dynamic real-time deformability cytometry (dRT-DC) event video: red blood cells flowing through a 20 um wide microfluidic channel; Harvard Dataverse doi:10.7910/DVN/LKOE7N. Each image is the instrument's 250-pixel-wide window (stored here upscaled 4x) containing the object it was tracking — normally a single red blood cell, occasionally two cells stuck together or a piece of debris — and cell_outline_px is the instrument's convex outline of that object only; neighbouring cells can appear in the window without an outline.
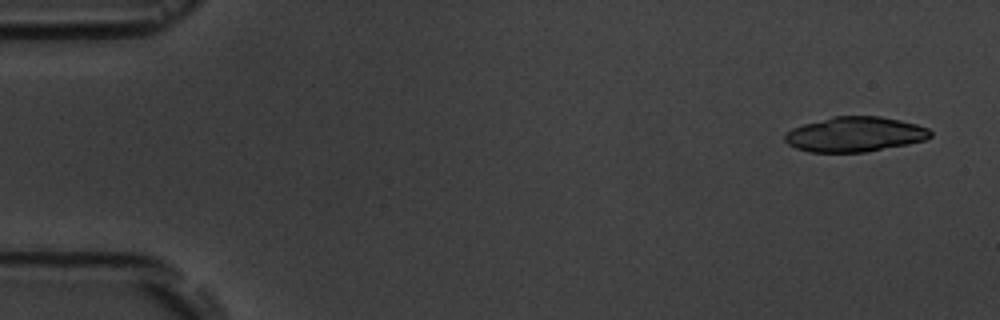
{"species": "common noctule bat (a hibernating species)", "species_latin": "Nyctalus noctula", "temperature_condition": "room temperature", "stored_images_in_passage": 7, "camera_frame_rate_fps": 3000, "um_per_image_px": 0.085, "animal": {"sex": "male", "body_mass_g": 19.5, "forearm_length_mm": 54.6}, "frame": {"image": 1, "passage_image": 1, "time_ms": 0.0, "image_size_px": [1000, 320], "cell_outline_px": [[932, 136], [924, 140], [908, 144], [864, 152], [808, 152], [796, 148], [788, 144], [784, 140], [784, 132], [792, 128], [804, 124], [832, 116], [880, 116], [900, 120], [916, 124], [928, 128], [932, 132]], "centroid_in_image_um": [72.64, 11.41], "position_along_channel_um": 12.4, "area_um2": 29.71}}